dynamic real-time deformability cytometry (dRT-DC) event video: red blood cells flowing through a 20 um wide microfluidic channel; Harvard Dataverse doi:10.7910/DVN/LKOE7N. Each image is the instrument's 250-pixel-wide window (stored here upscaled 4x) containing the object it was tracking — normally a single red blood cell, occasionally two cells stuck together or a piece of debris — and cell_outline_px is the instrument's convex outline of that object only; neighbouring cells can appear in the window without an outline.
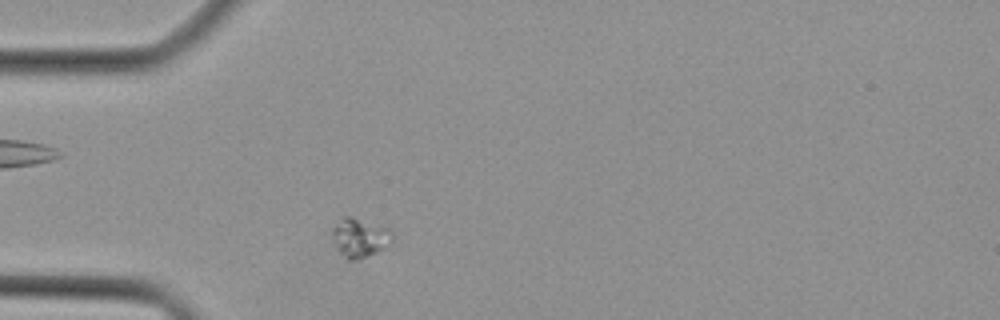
{"species": "Egyptian fruit bat (a non-hibernating species)", "species_latin": "Rousettus aegyptiacus", "temperature_condition": "cold", "stored_images_in_passage": 34, "camera_frame_rate_fps": 3000, "um_per_image_px": 0.085, "animal": {"sex": "female"}, "frame": {"image": 1, "passage_image": 2, "time_ms": 0.333, "image_size_px": [1000, 320], "cell_outline_px": [[392, 240], [384, 248], [360, 260], [348, 260], [336, 248], [332, 240], [332, 228], [344, 216], [352, 216], [388, 228], [392, 232]], "centroid_in_image_um": [30.56, 20.21], "position_along_channel_um": 54.4, "area_um2": 13.64}}
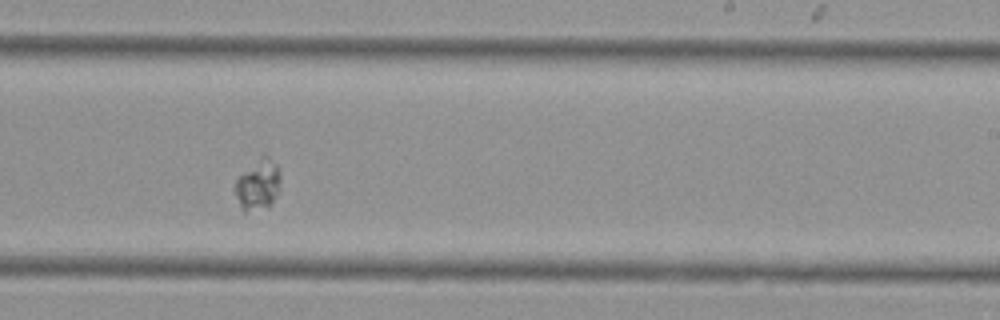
{"frame": {"image": 2, "passage_image": 17, "time_ms": 5.333, "image_size_px": [1000, 320], "cell_outline_px": [[280, 180], [276, 192], [272, 200], [268, 204], [244, 212], [240, 208], [236, 196], [236, 180], [260, 156], [268, 156], [276, 164], [280, 172]], "centroid_in_image_um": [21.92, 15.66], "position_along_channel_um": 267.1, "area_um2": 12.6}}
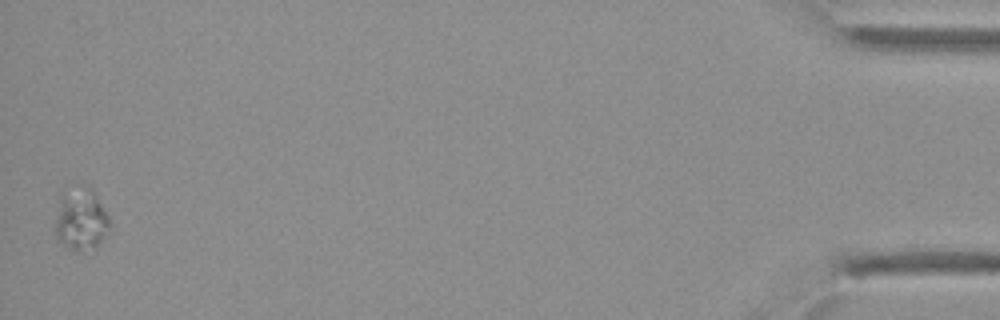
{"frame": {"image": 3, "passage_image": 34, "time_ms": 11.0, "image_size_px": [1000, 320], "cell_outline_px": [[112, 232], [96, 248], [80, 252], [76, 252], [68, 248], [56, 240], [56, 220], [60, 188], [84, 184], [88, 184], [108, 216], [112, 224]], "centroid_in_image_um": [6.89, 18.63], "position_along_channel_um": 428.3, "area_um2": 20.81}}